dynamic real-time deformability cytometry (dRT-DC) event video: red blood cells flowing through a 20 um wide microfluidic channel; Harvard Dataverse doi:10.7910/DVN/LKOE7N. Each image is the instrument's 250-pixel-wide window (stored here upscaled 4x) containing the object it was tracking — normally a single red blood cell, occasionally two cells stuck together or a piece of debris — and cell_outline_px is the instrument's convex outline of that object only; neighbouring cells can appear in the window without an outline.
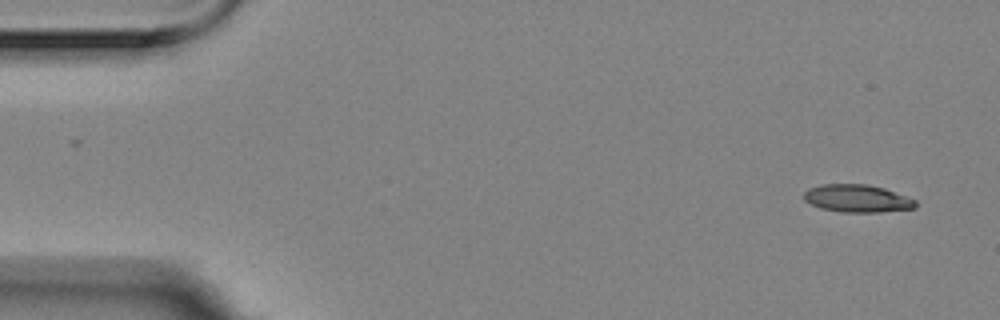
{"species": "Egyptian fruit bat (a non-hibernating species)", "species_latin": "Rousettus aegyptiacus", "temperature_condition": "room temperature", "stored_images_in_passage": 4, "camera_frame_rate_fps": 3000, "um_per_image_px": 0.085, "animal": {"sex": "female"}, "frame": {"image": 1, "passage_image": 1, "time_ms": 0.0, "image_size_px": [1000, 320], "cell_outline_px": [[916, 208], [880, 212], [840, 212], [820, 208], [804, 200], [804, 192], [808, 188], [820, 184], [868, 184], [884, 188], [916, 200]], "centroid_in_image_um": [72.85, 16.86], "position_along_channel_um": 12.2, "area_um2": 18.03}}